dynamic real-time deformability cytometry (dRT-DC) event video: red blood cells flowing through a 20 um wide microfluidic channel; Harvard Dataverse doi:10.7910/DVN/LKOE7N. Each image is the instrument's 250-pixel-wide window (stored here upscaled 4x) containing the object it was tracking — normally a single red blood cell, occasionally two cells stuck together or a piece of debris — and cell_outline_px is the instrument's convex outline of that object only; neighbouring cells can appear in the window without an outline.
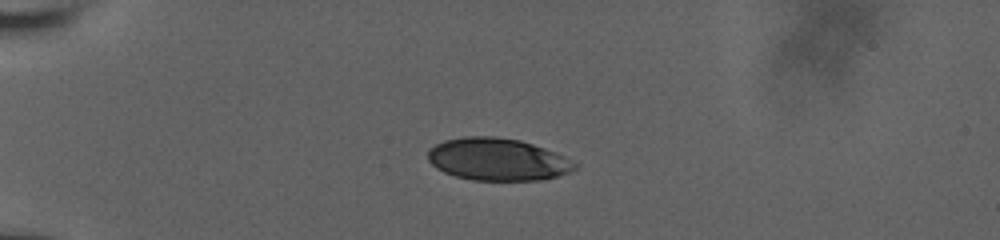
{"species": "human", "species_latin": "Homo sapiens", "temperature_condition": "room temperature", "stored_images_in_passage": 42, "camera_frame_rate_fps": 3000, "um_per_image_px": 0.085, "donor": {"sex": "male"}, "frame": {"image": 1, "passage_image": 1, "time_ms": 0.0, "image_size_px": [1000, 240], "cell_outline_px": [[580, 164], [576, 168], [568, 172], [556, 176], [540, 180], [472, 180], [456, 176], [444, 172], [436, 168], [428, 160], [428, 148], [444, 140], [464, 136], [492, 136], [520, 140], [556, 152]], "centroid_in_image_um": [42.28, 13.54], "position_along_channel_um": 42.7, "area_um2": 36.3}}
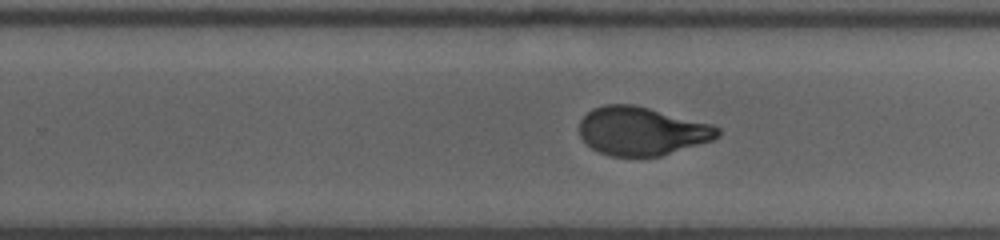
{"frame": {"image": 2, "passage_image": 23, "time_ms": 7.333, "image_size_px": [1000, 240], "cell_outline_px": [[720, 136], [712, 140], [660, 156], [612, 156], [600, 152], [592, 148], [580, 136], [580, 120], [592, 108], [604, 104], [632, 104], [712, 124], [720, 128]], "centroid_in_image_um": [54.55, 11.13], "position_along_channel_um": 275.3, "area_um2": 38.73}}
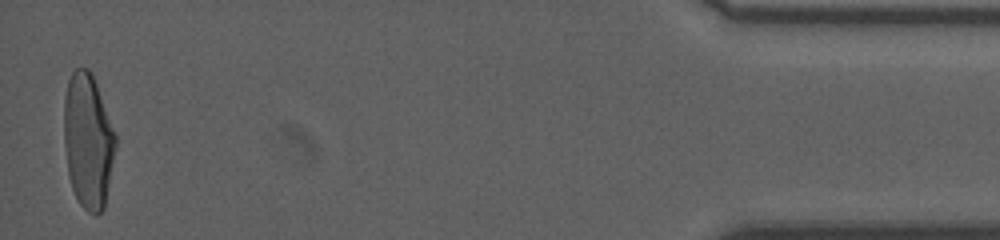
{"frame": {"image": 3, "passage_image": 41, "time_ms": 13.333, "image_size_px": [1000, 240], "cell_outline_px": [[116, 148], [104, 208], [96, 216], [88, 212], [80, 204], [72, 188], [68, 176], [64, 144], [64, 96], [68, 80], [72, 72], [76, 68], [88, 68], [92, 72], [116, 132]], "centroid_in_image_um": [7.49, 11.95], "position_along_channel_um": 427.7, "area_um2": 40.92}, "authors_computed_cell_mechanics": {"area_um2": 39.5352, "velocity_mm_per_s": 3.8424, "shape_relaxation_time_tau1_ms": 5.0029, "shape_relaxation_time_tau2_ms": null, "deformation_change_tau1": 0.2042, "deformation_change_tau2": null}}